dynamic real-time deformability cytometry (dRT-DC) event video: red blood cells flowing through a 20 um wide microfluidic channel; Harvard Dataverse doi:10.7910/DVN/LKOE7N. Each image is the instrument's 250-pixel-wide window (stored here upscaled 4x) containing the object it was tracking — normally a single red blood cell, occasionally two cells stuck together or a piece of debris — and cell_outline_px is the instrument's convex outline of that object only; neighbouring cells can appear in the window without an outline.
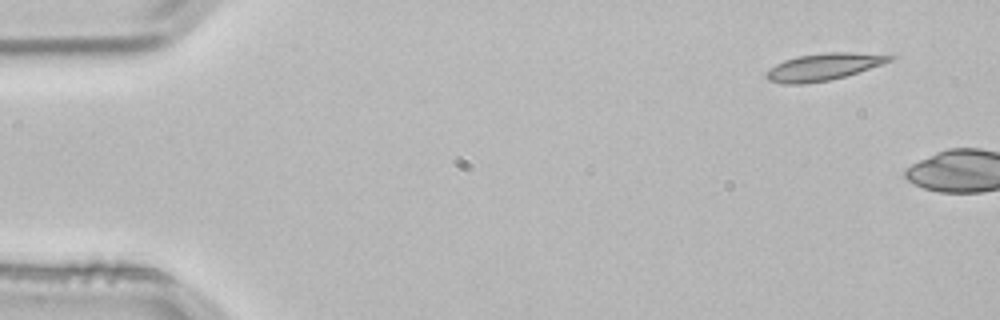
{"species": "common noctule bat (a hibernating species)", "species_latin": "Nyctalus noctula", "temperature_condition": "room temperature", "stored_images_in_passage": 2, "camera_frame_rate_fps": 3000, "um_per_image_px": 0.085, "animal": {"sex": "male", "body_mass_g": 21.5, "forearm_length_mm": 52.0}, "frame": {"image": 1, "passage_image": 1, "time_ms": 0.0, "image_size_px": [1000, 320], "cell_outline_px": [[896, 56], [892, 60], [844, 76], [828, 80], [804, 84], [784, 84], [768, 80], [764, 76], [764, 72], [768, 68], [784, 60], [800, 56], [828, 52], [848, 52]], "centroid_in_image_um": [69.89, 5.69], "position_along_channel_um": 15.1, "area_um2": 19.07}}